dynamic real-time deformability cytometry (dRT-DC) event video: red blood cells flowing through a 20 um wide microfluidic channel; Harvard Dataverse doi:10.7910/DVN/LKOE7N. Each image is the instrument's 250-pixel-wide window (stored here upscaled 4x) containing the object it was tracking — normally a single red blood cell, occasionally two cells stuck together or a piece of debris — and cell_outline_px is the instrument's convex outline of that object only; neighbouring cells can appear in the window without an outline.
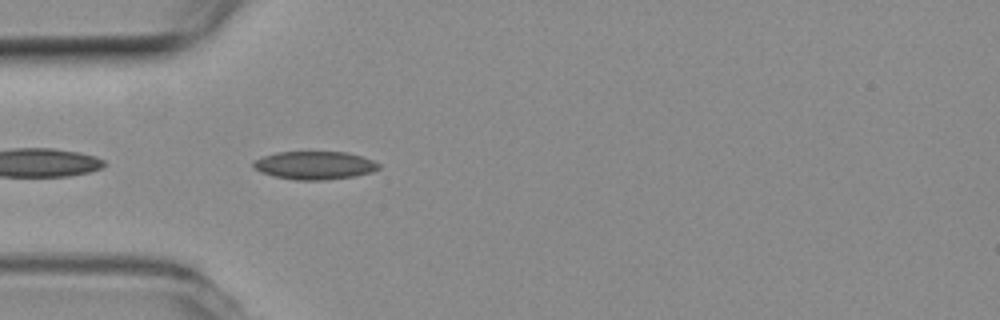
{"species": "common noctule bat (a hibernating species)", "species_latin": "Nyctalus noctula", "temperature_condition": "room temperature", "stored_images_in_passage": 8, "camera_frame_rate_fps": 3000, "um_per_image_px": 0.085, "animal": {"sex": "female", "body_mass_g": 19.3, "forearm_length_mm": 54.1}, "frame": {"image": 1, "passage_image": 2, "time_ms": 0.333, "image_size_px": [1000, 320], "cell_outline_px": [[380, 168], [372, 172], [352, 176], [324, 180], [296, 180], [272, 176], [260, 172], [252, 168], [252, 160], [276, 152], [348, 152], [372, 160], [380, 164]], "centroid_in_image_um": [26.69, 14.05], "position_along_channel_um": 58.3, "area_um2": 20.63}}
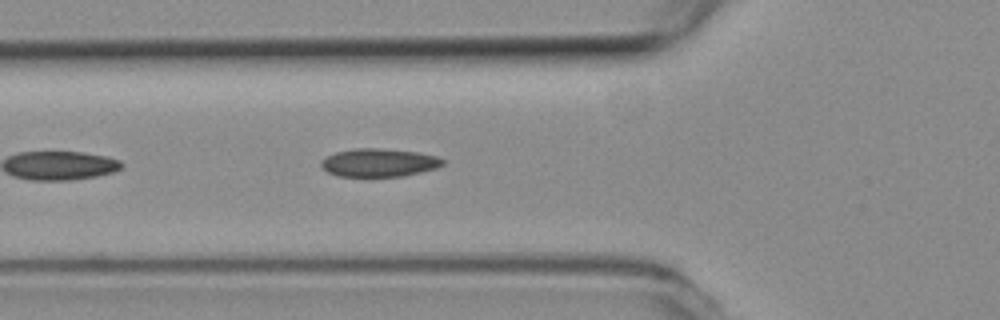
{"frame": {"image": 2, "passage_image": 5, "time_ms": 1.333, "image_size_px": [1000, 320], "cell_outline_px": [[444, 164], [436, 168], [404, 176], [336, 176], [320, 168], [320, 160], [336, 152], [356, 148], [380, 148], [416, 152], [436, 156], [444, 160]], "centroid_in_image_um": [32.17, 13.83], "position_along_channel_um": 93.6, "area_um2": 19.94}}